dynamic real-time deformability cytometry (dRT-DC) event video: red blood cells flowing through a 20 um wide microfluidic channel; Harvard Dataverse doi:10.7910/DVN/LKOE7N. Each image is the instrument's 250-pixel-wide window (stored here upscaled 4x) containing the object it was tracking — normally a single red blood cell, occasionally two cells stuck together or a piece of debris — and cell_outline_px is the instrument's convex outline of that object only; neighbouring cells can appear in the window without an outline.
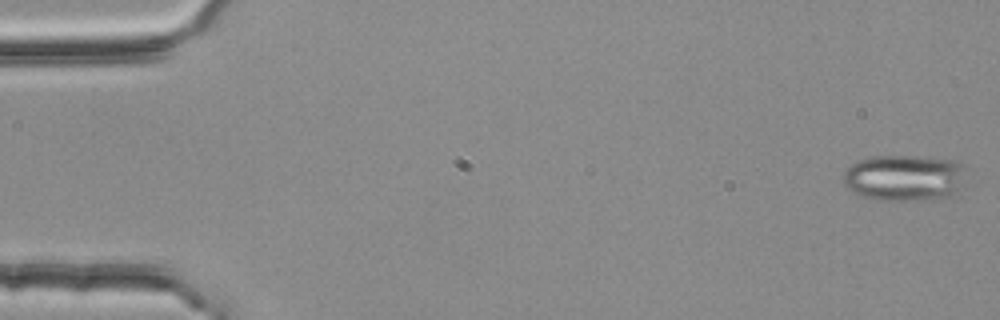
{"species": "common noctule bat (a hibernating species)", "species_latin": "Nyctalus noctula", "temperature_condition": "room temperature", "stored_images_in_passage": 55, "segment_of_instrument_passage": [1, 2], "camera_frame_rate_fps": 3000, "um_per_image_px": 0.085, "animal": {"sex": "female", "body_mass_g": 25.1}, "frame": {"image": 1, "passage_image": 2, "time_ms": 0.333, "image_size_px": [1000, 320], "cell_outline_px": [[964, 164], [956, 188], [948, 196], [904, 200], [884, 200], [864, 196], [848, 188], [844, 184], [844, 172], [852, 164], [860, 160], [872, 156], [920, 156], [952, 160]], "centroid_in_image_um": [76.78, 15.07], "position_along_channel_um": 8.2, "area_um2": 31.85}}
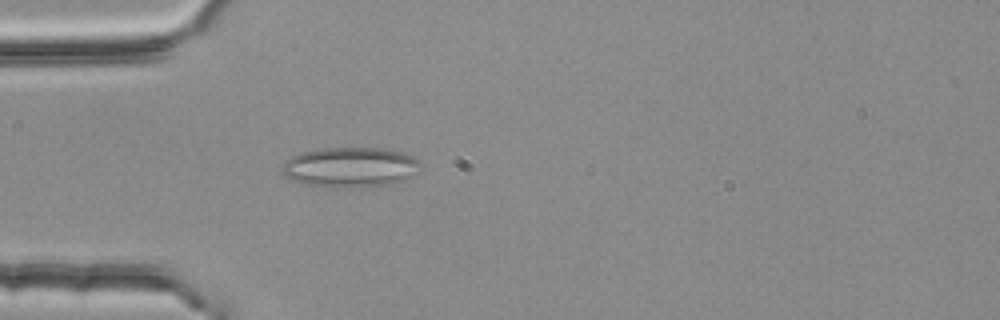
{"frame": {"image": 2, "passage_image": 17, "time_ms": 5.333, "image_size_px": [1000, 320], "cell_outline_px": [[420, 172], [416, 176], [408, 180], [392, 184], [344, 188], [308, 184], [292, 180], [284, 176], [284, 164], [292, 156], [304, 152], [320, 148], [384, 148], [404, 152], [420, 160]], "centroid_in_image_um": [29.9, 14.21], "position_along_channel_um": 55.1, "area_um2": 32.48}}